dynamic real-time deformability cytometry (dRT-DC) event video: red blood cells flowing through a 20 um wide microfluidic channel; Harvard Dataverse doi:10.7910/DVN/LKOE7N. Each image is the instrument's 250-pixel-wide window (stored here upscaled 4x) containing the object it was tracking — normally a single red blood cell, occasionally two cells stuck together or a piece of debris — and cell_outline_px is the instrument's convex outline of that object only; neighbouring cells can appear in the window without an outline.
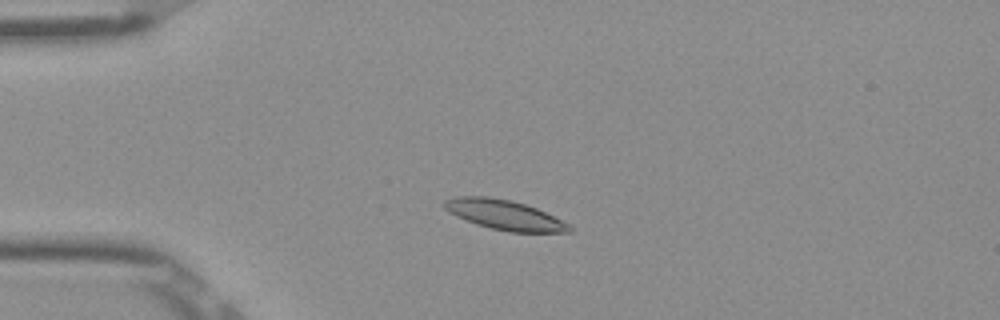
{"species": "Egyptian fruit bat (a non-hibernating species)", "species_latin": "Rousettus aegyptiacus", "temperature_condition": "room temperature", "stored_images_in_passage": 43, "camera_frame_rate_fps": 3000, "um_per_image_px": 0.085, "frame": {"image": 1, "passage_image": 3, "time_ms": 0.667, "image_size_px": [1000, 320], "cell_outline_px": [[572, 232], [508, 232], [476, 224], [456, 216], [448, 212], [444, 208], [444, 200], [456, 196], [488, 196], [512, 200], [536, 208], [568, 224], [572, 228]], "centroid_in_image_um": [42.83, 18.25], "position_along_channel_um": 42.2, "area_um2": 21.56}}
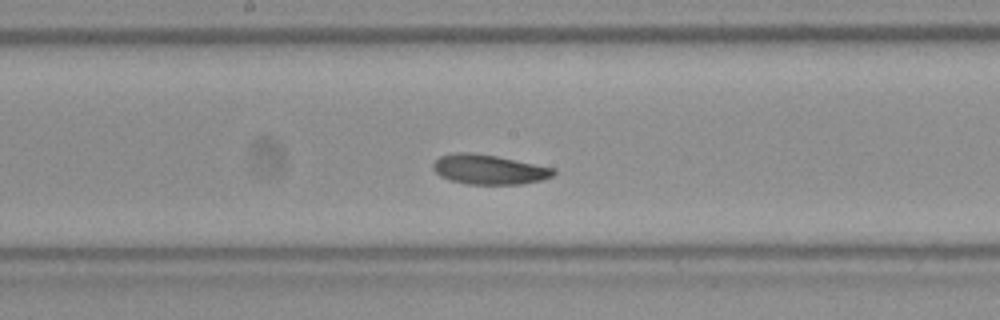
{"frame": {"image": 2, "passage_image": 18, "time_ms": 5.667, "image_size_px": [1000, 320], "cell_outline_px": [[556, 172], [552, 176], [540, 180], [520, 184], [468, 184], [448, 180], [440, 176], [432, 168], [432, 164], [440, 156], [452, 152], [472, 152], [496, 156], [556, 168]], "centroid_in_image_um": [41.53, 14.4], "position_along_channel_um": 206.7, "area_um2": 20.92}}
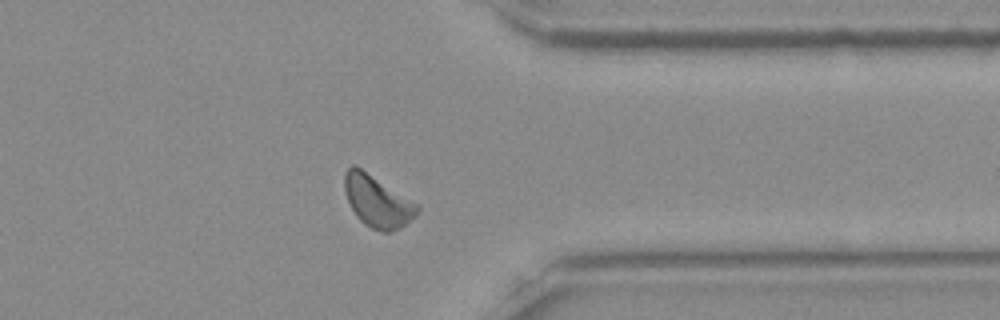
{"frame": {"image": 3, "passage_image": 32, "time_ms": 10.333, "image_size_px": [1000, 320], "cell_outline_px": [[420, 208], [416, 216], [400, 228], [392, 232], [380, 232], [364, 224], [356, 216], [344, 192], [344, 172], [352, 164], [356, 164], [420, 204]], "centroid_in_image_um": [32.09, 17.09], "position_along_channel_um": 379.3, "area_um2": 22.43}, "authors_computed_cell_mechanics": {"area_um2": 20.808, "velocity_mm_per_s": 3.8446, "shape_relaxation_time_tau1_ms": 2.1856, "shape_relaxation_time_tau2_ms": 3.4958, "deformation_change_tau1": 0.0647, "deformation_change_tau2": 0.0888}}